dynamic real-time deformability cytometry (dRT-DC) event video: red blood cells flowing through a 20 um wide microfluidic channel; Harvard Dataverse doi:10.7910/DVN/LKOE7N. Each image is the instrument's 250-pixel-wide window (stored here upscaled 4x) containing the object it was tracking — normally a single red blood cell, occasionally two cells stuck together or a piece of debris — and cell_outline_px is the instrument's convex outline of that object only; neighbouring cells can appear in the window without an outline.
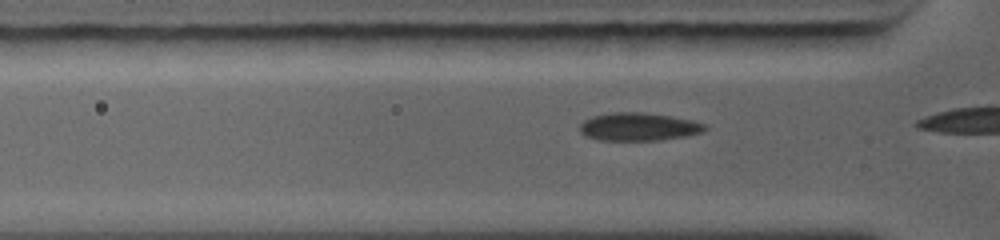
{"species": "common noctule bat (a hibernating species)", "species_latin": "Nyctalus noctula", "temperature_condition": "warm", "stored_images_in_passage": 6, "camera_frame_rate_fps": 5000, "um_per_image_px": 0.085, "animal": {"sex": "female", "body_mass_g": 19.0, "forearm_length_mm": 56.7}, "frame": {"image": 1, "passage_image": 4, "time_ms": 0.8, "image_size_px": [1000, 240], "cell_outline_px": [[704, 128], [696, 132], [668, 136], [592, 136], [584, 132], [580, 128], [580, 124], [584, 120], [592, 116], [608, 112], [644, 112], [672, 116], [692, 120], [704, 124]], "centroid_in_image_um": [54.24, 10.62], "position_along_channel_um": 71.6, "area_um2": 17.46}}